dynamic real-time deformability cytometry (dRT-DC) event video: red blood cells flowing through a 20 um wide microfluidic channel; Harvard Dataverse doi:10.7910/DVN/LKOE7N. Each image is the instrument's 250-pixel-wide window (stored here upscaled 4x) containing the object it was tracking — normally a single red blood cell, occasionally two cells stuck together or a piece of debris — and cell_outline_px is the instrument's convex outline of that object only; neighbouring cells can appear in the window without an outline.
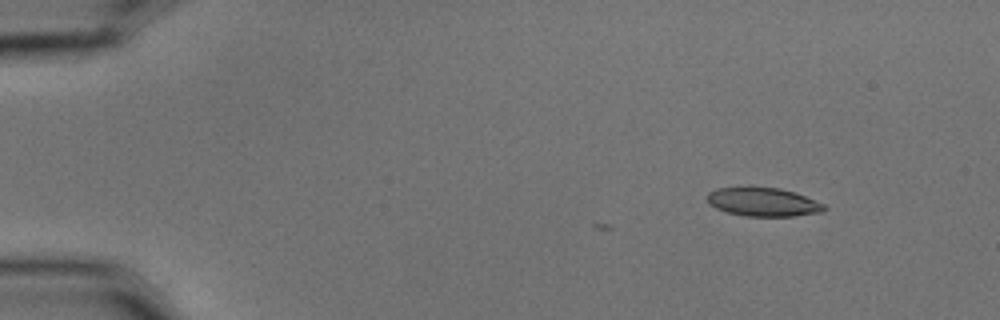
{"species": "common noctule bat (a hibernating species)", "species_latin": "Nyctalus noctula", "temperature_condition": "cold", "stored_images_in_passage": 3, "camera_frame_rate_fps": 3000, "um_per_image_px": 0.085, "animal": {"sex": "male", "body_mass_g": 15.6}, "frame": {"image": 1, "passage_image": 3, "time_ms": 0.667, "image_size_px": [1000, 320], "cell_outline_px": [[828, 208], [824, 212], [792, 216], [744, 216], [728, 212], [716, 208], [708, 204], [708, 192], [716, 188], [780, 188], [804, 196], [824, 204]], "centroid_in_image_um": [64.88, 17.19], "position_along_channel_um": 20.1, "area_um2": 19.25}}